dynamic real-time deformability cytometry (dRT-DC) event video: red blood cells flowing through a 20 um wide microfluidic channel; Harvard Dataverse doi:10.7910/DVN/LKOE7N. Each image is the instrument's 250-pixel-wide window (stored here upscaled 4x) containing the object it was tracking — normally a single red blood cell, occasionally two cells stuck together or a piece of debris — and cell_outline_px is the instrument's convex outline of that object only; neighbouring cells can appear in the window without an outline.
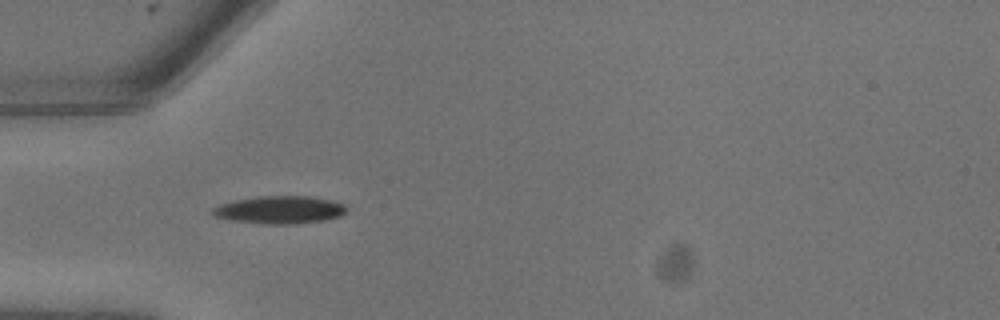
{"species": "common noctule bat (a hibernating species)", "species_latin": "Nyctalus noctula", "temperature_condition": "warm", "stored_images_in_passage": 11, "camera_frame_rate_fps": 3000, "um_per_image_px": 0.085, "animal": {"sex": "male", "body_mass_g": 13.3}, "frame": {"image": 1, "passage_image": 7, "time_ms": 2.0, "image_size_px": [1000, 320], "cell_outline_px": [[348, 212], [340, 216], [324, 220], [296, 224], [264, 224], [228, 220], [212, 216], [208, 212], [212, 208], [220, 204], [236, 200], [256, 196], [308, 196], [328, 200], [344, 204], [348, 208]], "centroid_in_image_um": [23.73, 17.84], "position_along_channel_um": 61.3, "area_um2": 21.91}}